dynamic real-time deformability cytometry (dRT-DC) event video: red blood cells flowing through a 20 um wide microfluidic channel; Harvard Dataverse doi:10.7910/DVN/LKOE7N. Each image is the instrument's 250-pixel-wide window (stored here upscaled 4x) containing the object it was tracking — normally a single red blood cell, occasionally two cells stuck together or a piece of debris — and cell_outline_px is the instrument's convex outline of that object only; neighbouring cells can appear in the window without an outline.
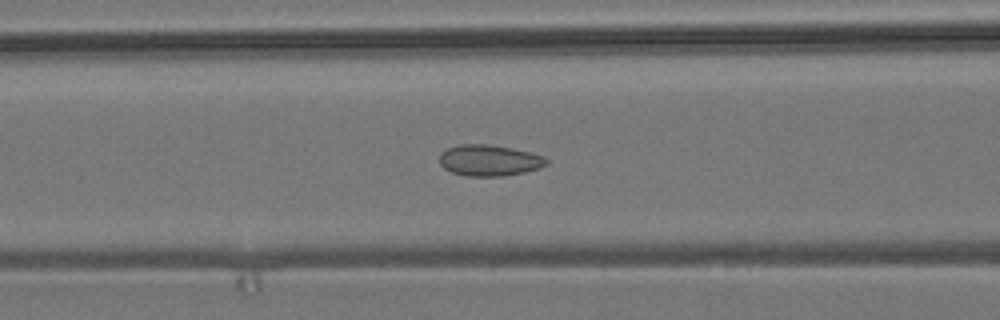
{"species": "common noctule bat (a hibernating species)", "species_latin": "Nyctalus noctula", "temperature_condition": "room temperature", "stored_images_in_passage": 55, "camera_frame_rate_fps": 3000, "um_per_image_px": 0.085, "animal": {"sex": "male", "body_mass_g": 19.2, "forearm_length_mm": 51.8}, "frame": {"image": 1, "passage_image": 22, "time_ms": 7.0, "image_size_px": [1000, 320], "cell_outline_px": [[548, 164], [540, 168], [524, 172], [504, 176], [464, 176], [452, 172], [444, 168], [440, 164], [440, 156], [448, 148], [460, 144], [488, 144], [512, 148], [544, 156], [548, 160]], "centroid_in_image_um": [41.61, 13.64], "position_along_channel_um": 125.0, "area_um2": 19.36}}
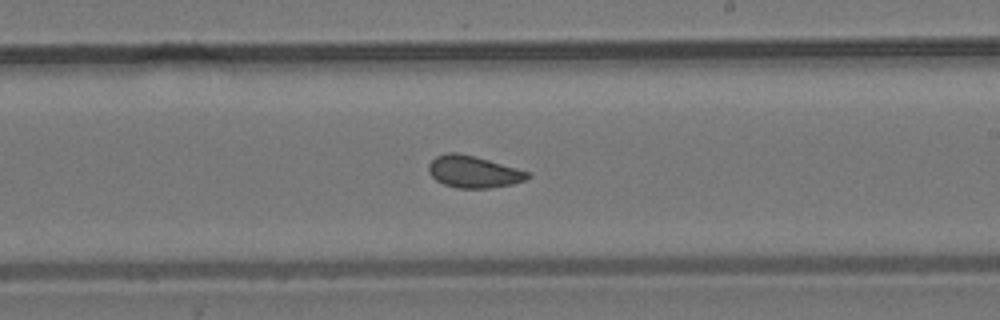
{"frame": {"image": 2, "passage_image": 32, "time_ms": 10.333, "image_size_px": [1000, 320], "cell_outline_px": [[532, 176], [528, 180], [512, 184], [488, 188], [456, 188], [444, 184], [436, 180], [428, 172], [428, 164], [436, 156], [448, 152], [456, 152], [488, 160], [516, 168], [528, 172]], "centroid_in_image_um": [40.24, 14.61], "position_along_channel_um": 248.8, "area_um2": 18.32}}
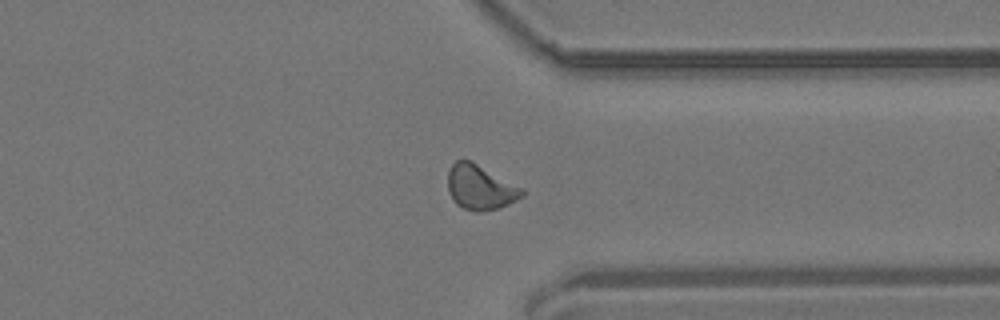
{"frame": {"image": 3, "passage_image": 42, "time_ms": 13.667, "image_size_px": [1000, 320], "cell_outline_px": [[524, 196], [500, 208], [484, 212], [476, 212], [464, 208], [456, 204], [448, 192], [448, 172], [452, 164], [456, 160], [472, 160], [524, 188]], "centroid_in_image_um": [40.84, 15.92], "position_along_channel_um": 370.6, "area_um2": 19.71}, "authors_computed_cell_mechanics": {"area_um2": 18.6694, "velocity_mm_per_s": 3.7184, "shape_relaxation_time_tau1_ms": null, "shape_relaxation_time_tau2_ms": 1.5732, "deformation_change_tau1": null, "deformation_change_tau2": 0.0729}}